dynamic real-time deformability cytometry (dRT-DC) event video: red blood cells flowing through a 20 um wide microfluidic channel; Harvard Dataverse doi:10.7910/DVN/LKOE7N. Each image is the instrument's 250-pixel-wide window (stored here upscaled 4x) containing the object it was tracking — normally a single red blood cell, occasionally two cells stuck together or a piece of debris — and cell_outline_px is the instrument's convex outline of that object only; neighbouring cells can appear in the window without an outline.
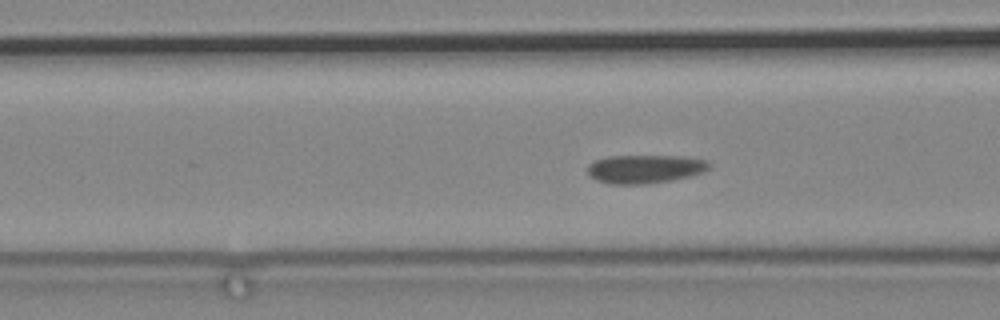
{"species": "common noctule bat (a hibernating species)", "species_latin": "Nyctalus noctula", "temperature_condition": "cold", "stored_images_in_passage": 48, "camera_frame_rate_fps": 3000, "um_per_image_px": 0.085, "animal": {"sex": "male", "body_mass_g": 19.2, "forearm_length_mm": 51.8}, "frame": {"image": 1, "passage_image": 6, "time_ms": 1.667, "image_size_px": [1000, 320], "cell_outline_px": [[712, 164], [704, 172], [672, 180], [648, 184], [608, 184], [596, 180], [588, 176], [588, 164], [592, 160], [608, 156], [684, 156], [708, 160]], "centroid_in_image_um": [54.79, 14.36], "position_along_channel_um": 111.8, "area_um2": 20.52}}
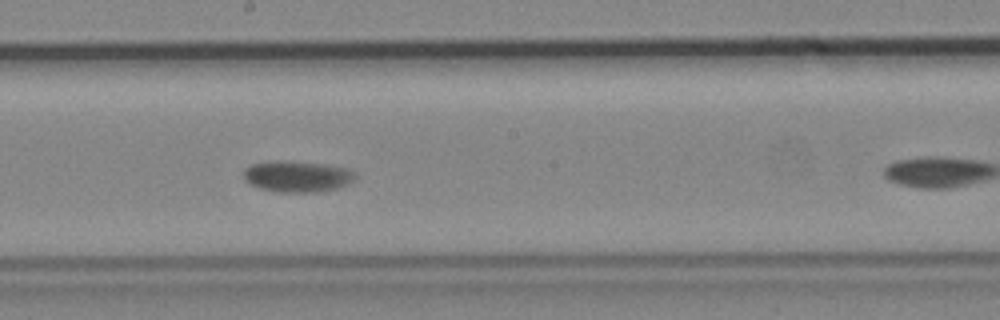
{"frame": {"image": 2, "passage_image": 17, "time_ms": 5.333, "image_size_px": [1000, 320], "cell_outline_px": [[356, 176], [348, 184], [336, 188], [320, 192], [280, 192], [260, 188], [248, 184], [244, 180], [244, 168], [252, 164], [268, 160], [284, 160], [324, 164], [348, 168], [356, 172]], "centroid_in_image_um": [25.24, 14.98], "position_along_channel_um": 223.0, "area_um2": 20.58}}
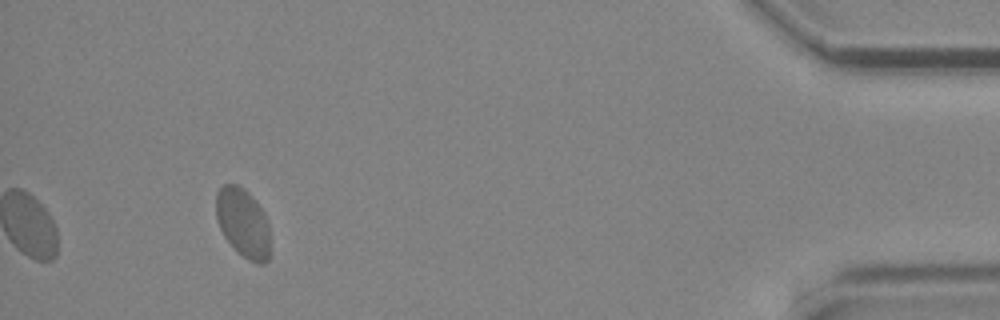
{"frame": {"image": 3, "passage_image": 48, "time_ms": 15.667, "image_size_px": [1000, 320], "cell_outline_px": [[268, 260], [264, 264], [260, 264], [248, 260], [236, 252], [224, 236], [220, 228], [216, 216], [216, 192], [224, 184], [236, 184], [244, 188], [252, 196], [264, 212], [268, 224]], "centroid_in_image_um": [20.64, 18.94], "position_along_channel_um": 414.6, "area_um2": 21.73}}